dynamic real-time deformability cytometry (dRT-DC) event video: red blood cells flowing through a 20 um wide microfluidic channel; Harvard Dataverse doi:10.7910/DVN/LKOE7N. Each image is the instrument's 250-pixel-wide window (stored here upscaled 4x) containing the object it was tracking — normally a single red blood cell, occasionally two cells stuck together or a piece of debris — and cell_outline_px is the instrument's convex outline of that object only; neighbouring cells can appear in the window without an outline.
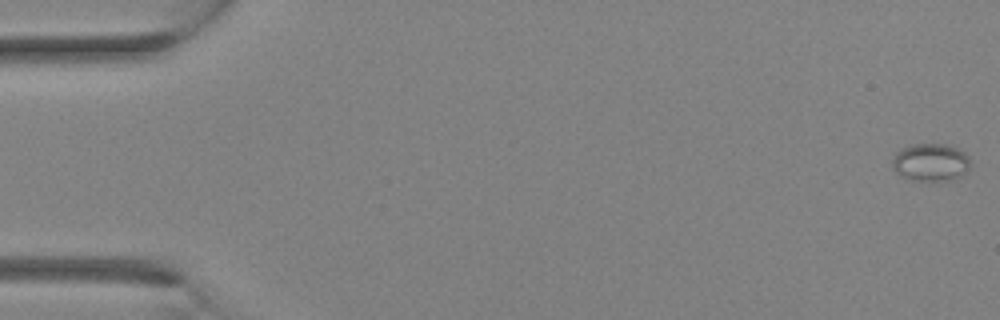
{"species": "Egyptian fruit bat (a non-hibernating species)", "species_latin": "Rousettus aegyptiacus", "temperature_condition": "room temperature", "stored_images_in_passage": 33, "camera_frame_rate_fps": 3000, "um_per_image_px": 0.085, "animal": {"sex": "female"}, "frame": {"image": 1, "passage_image": 1, "time_ms": 0.0, "image_size_px": [1000, 320], "cell_outline_px": [[972, 164], [960, 176], [948, 180], [912, 180], [900, 176], [892, 168], [892, 160], [896, 152], [900, 148], [912, 144], [944, 144], [956, 148], [964, 152], [968, 156]], "centroid_in_image_um": [79.07, 13.79], "position_along_channel_um": 5.9, "area_um2": 17.17}}
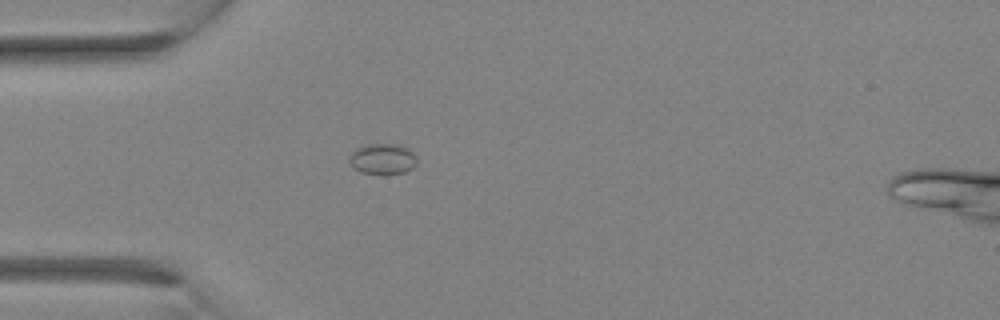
{"frame": {"image": 2, "passage_image": 10, "time_ms": 3.0, "image_size_px": [1000, 320], "cell_outline_px": [[416, 164], [412, 168], [404, 172], [384, 176], [360, 172], [352, 168], [348, 164], [348, 156], [356, 148], [364, 144], [396, 144], [408, 148], [416, 156]], "centroid_in_image_um": [32.47, 13.54], "position_along_channel_um": 52.5, "area_um2": 12.6}}
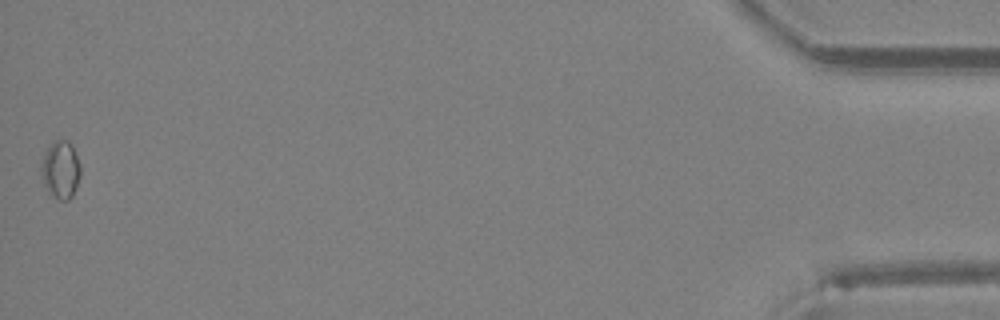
{"frame": {"image": 3, "passage_image": 33, "time_ms": 10.667, "image_size_px": [1000, 320], "cell_outline_px": [[80, 176], [76, 188], [72, 196], [68, 200], [60, 200], [48, 192], [44, 184], [40, 168], [48, 144], [52, 140], [68, 140], [72, 144], [80, 164]], "centroid_in_image_um": [5.16, 14.4], "position_along_channel_um": 430.0, "area_um2": 13.29}}